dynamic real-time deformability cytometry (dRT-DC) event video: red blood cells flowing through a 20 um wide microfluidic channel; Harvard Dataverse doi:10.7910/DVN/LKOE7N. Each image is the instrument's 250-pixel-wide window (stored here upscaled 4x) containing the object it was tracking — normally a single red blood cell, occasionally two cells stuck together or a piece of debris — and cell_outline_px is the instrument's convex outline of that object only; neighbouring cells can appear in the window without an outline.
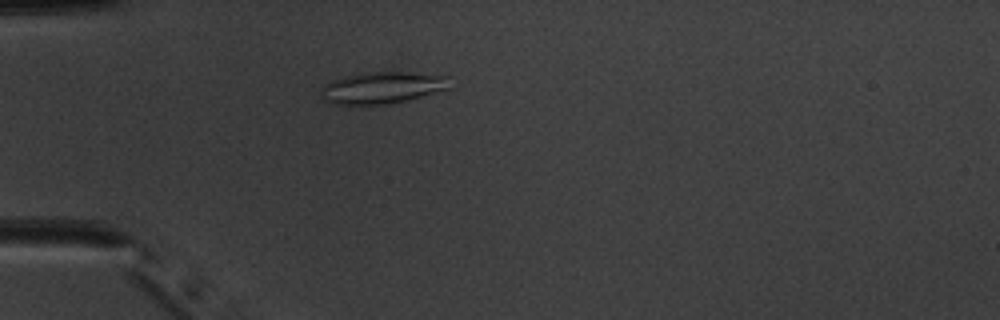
{"species": "common noctule bat (a hibernating species)", "species_latin": "Nyctalus noctula", "temperature_condition": "warm", "stored_images_in_passage": 44, "camera_frame_rate_fps": 3000, "um_per_image_px": 0.085, "animal": {"sex": "male", "body_mass_g": 20.1, "forearm_length_mm": 53.5}, "frame": {"image": 1, "passage_image": 8, "time_ms": 2.333, "image_size_px": [1000, 320], "cell_outline_px": [[440, 88], [416, 96], [400, 100], [336, 100], [336, 84], [344, 80], [364, 76], [424, 76]], "centroid_in_image_um": [32.6, 7.47], "position_along_channel_um": 52.4, "area_um2": 15.09}}
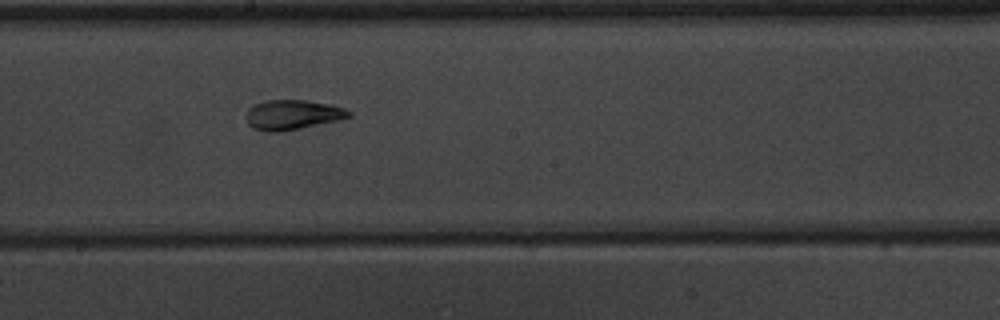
{"frame": {"image": 2, "passage_image": 22, "time_ms": 7.0, "image_size_px": [1000, 320], "cell_outline_px": [[348, 116], [332, 120], [296, 128], [256, 128], [248, 124], [248, 112], [256, 104], [272, 100], [300, 100], [324, 104], [340, 108], [348, 112]], "centroid_in_image_um": [24.82, 9.7], "position_along_channel_um": 223.4, "area_um2": 15.61}}
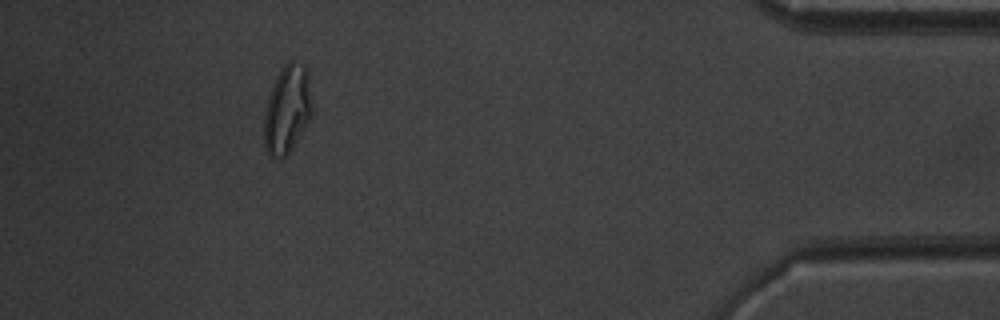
{"frame": {"image": 3, "passage_image": 40, "time_ms": 13.0, "image_size_px": [1000, 320], "cell_outline_px": [[308, 116], [284, 156], [272, 152], [268, 148], [264, 136], [264, 128], [268, 104], [272, 92], [280, 72], [288, 64], [304, 72], [308, 104]], "centroid_in_image_um": [24.32, 9.36], "position_along_channel_um": 410.9, "area_um2": 20.11}, "authors_computed_cell_mechanics": {"area_um2": 15.8661, "velocity_mm_per_s": 3.9606, "shape_relaxation_time_tau1_ms": null, "shape_relaxation_time_tau2_ms": 1.5157, "deformation_change_tau1": null, "deformation_change_tau2": 0.0784}}